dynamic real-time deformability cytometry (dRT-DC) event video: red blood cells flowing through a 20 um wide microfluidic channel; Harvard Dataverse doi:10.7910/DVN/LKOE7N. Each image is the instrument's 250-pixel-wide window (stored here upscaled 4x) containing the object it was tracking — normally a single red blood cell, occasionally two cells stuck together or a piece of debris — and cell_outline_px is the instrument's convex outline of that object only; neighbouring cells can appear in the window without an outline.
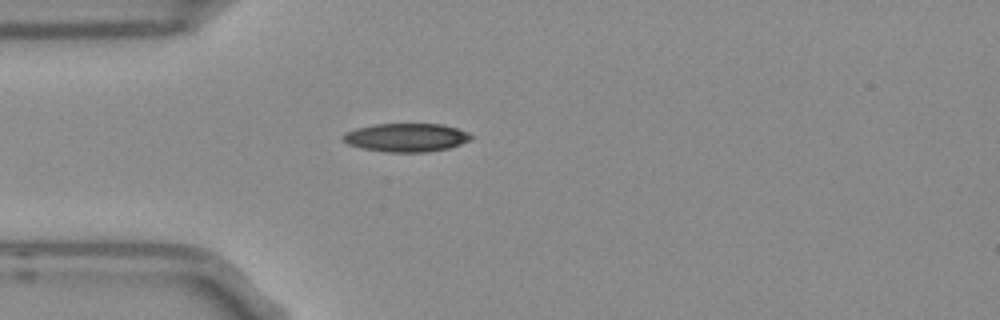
{"species": "Egyptian fruit bat (a non-hibernating species)", "species_latin": "Rousettus aegyptiacus", "temperature_condition": "room temperature", "stored_images_in_passage": 40, "camera_frame_rate_fps": 3000, "um_per_image_px": 0.085, "frame": {"image": 1, "passage_image": 1, "time_ms": 0.0, "image_size_px": [1000, 320], "cell_outline_px": [[472, 136], [468, 140], [460, 144], [448, 148], [428, 152], [384, 152], [364, 148], [348, 144], [340, 136], [344, 132], [356, 128], [376, 124], [440, 124], [456, 128], [468, 132]], "centroid_in_image_um": [34.49, 11.69], "position_along_channel_um": 50.5, "area_um2": 21.1}}
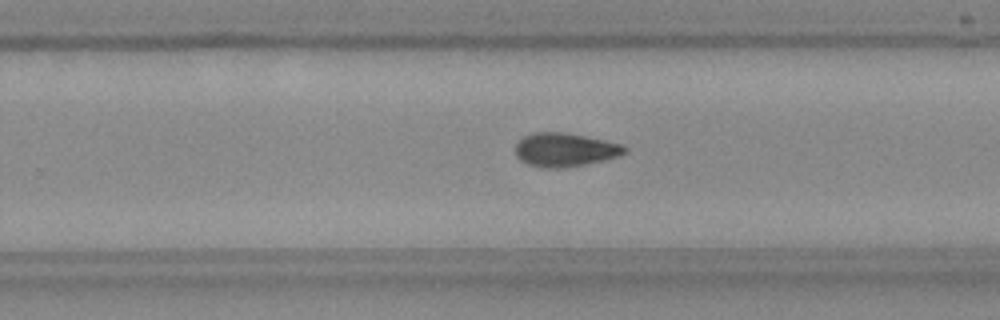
{"frame": {"image": 2, "passage_image": 20, "time_ms": 6.333, "image_size_px": [1000, 320], "cell_outline_px": [[628, 152], [620, 156], [604, 160], [584, 164], [560, 168], [544, 168], [528, 164], [520, 160], [516, 156], [516, 144], [524, 136], [536, 132], [564, 132], [624, 144], [628, 148]], "centroid_in_image_um": [48.06, 12.73], "position_along_channel_um": 281.7, "area_um2": 21.44}}
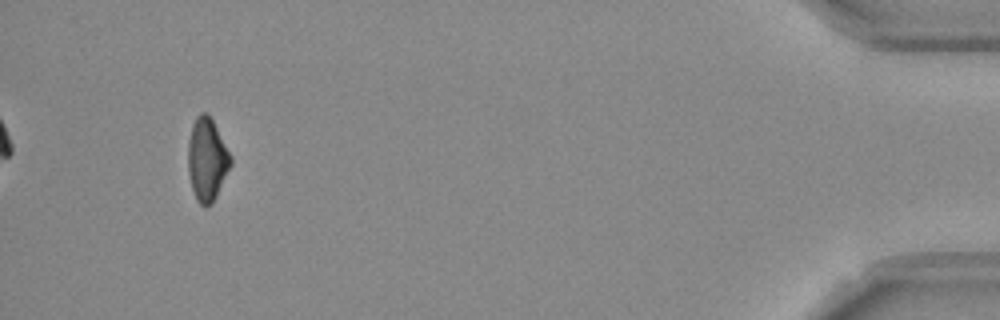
{"frame": {"image": 3, "passage_image": 37, "time_ms": 12.0, "image_size_px": [1000, 320], "cell_outline_px": [[232, 164], [216, 196], [204, 208], [196, 200], [192, 188], [188, 172], [188, 140], [192, 124], [196, 116], [200, 112], [208, 112], [232, 156]], "centroid_in_image_um": [17.59, 13.52], "position_along_channel_um": 417.6, "area_um2": 20.63}, "authors_computed_cell_mechanics": {"area_um2": 20.9525, "velocity_mm_per_s": 3.7622, "shape_relaxation_time_tau1_ms": 9.23, "shape_relaxation_time_tau2_ms": 4.1831, "deformation_change_tau1": 0.2161, "deformation_change_tau2": 0.1102}}